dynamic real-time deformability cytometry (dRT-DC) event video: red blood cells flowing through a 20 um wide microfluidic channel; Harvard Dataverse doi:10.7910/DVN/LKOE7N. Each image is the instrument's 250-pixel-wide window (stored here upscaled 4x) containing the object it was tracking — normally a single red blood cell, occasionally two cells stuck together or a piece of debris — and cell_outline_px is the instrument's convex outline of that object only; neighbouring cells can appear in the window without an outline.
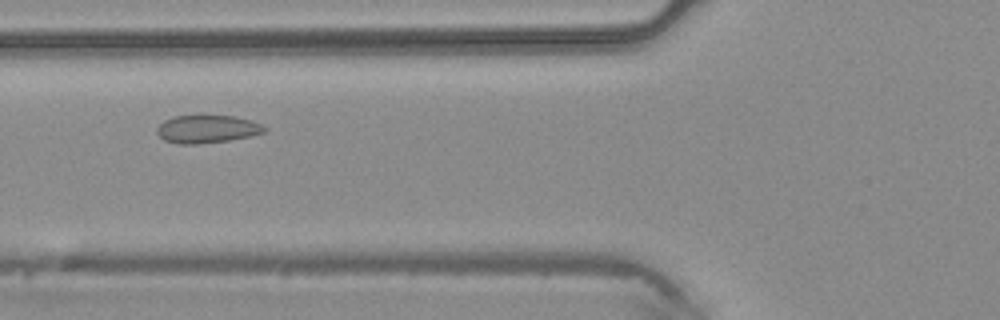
{"species": "common noctule bat (a hibernating species)", "species_latin": "Nyctalus noctula", "temperature_condition": "warm", "stored_images_in_passage": 3, "camera_frame_rate_fps": 3000, "um_per_image_px": 0.085, "animal": {"sex": "male", "body_mass_g": 20.4}, "frame": {"image": 1, "passage_image": 2, "time_ms": 0.333, "image_size_px": [1000, 320], "cell_outline_px": [[268, 128], [264, 132], [248, 136], [228, 140], [196, 144], [180, 144], [164, 140], [156, 132], [156, 128], [164, 120], [176, 116], [236, 116], [252, 120]], "centroid_in_image_um": [17.59, 10.96], "position_along_channel_um": 108.2, "area_um2": 17.28}}
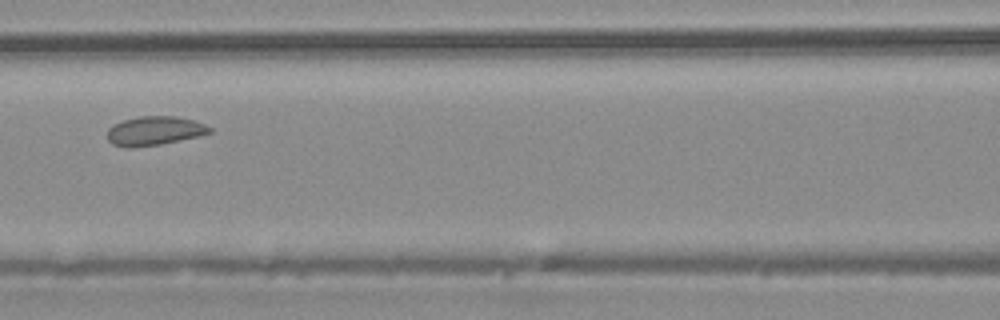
{"frame": {"image": 2, "passage_image": 3, "time_ms": 0.667, "image_size_px": [1000, 320], "cell_outline_px": [[212, 132], [200, 136], [160, 144], [128, 148], [112, 144], [108, 140], [108, 128], [112, 124], [124, 120], [140, 116], [176, 116], [192, 120], [204, 124], [212, 128]], "centroid_in_image_um": [13.12, 11.12], "position_along_channel_um": 153.5, "area_um2": 17.28}}